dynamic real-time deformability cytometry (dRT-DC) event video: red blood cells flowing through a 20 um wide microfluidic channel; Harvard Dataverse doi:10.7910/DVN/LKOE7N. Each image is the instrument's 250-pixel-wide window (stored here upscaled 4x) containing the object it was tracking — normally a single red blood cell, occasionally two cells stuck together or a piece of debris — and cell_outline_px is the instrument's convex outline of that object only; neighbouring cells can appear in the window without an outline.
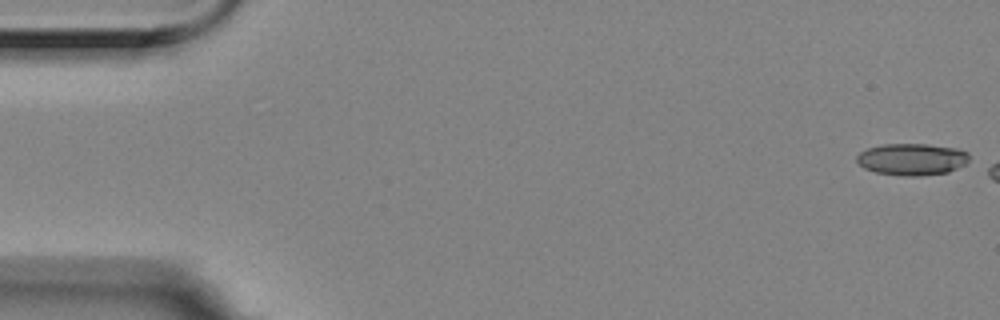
{"species": "Egyptian fruit bat (a non-hibernating species)", "species_latin": "Rousettus aegyptiacus", "temperature_condition": "room temperature", "stored_images_in_passage": 3, "camera_frame_rate_fps": 3000, "um_per_image_px": 0.085, "animal": {"sex": "female"}, "frame": {"image": 1, "passage_image": 1, "time_ms": 0.0, "image_size_px": [1000, 320], "cell_outline_px": [[968, 160], [964, 164], [948, 172], [920, 176], [900, 176], [876, 172], [864, 168], [856, 160], [856, 156], [860, 152], [868, 148], [884, 144], [928, 144], [960, 148], [968, 152]], "centroid_in_image_um": [77.52, 13.53], "position_along_channel_um": 7.5, "area_um2": 20.92}}